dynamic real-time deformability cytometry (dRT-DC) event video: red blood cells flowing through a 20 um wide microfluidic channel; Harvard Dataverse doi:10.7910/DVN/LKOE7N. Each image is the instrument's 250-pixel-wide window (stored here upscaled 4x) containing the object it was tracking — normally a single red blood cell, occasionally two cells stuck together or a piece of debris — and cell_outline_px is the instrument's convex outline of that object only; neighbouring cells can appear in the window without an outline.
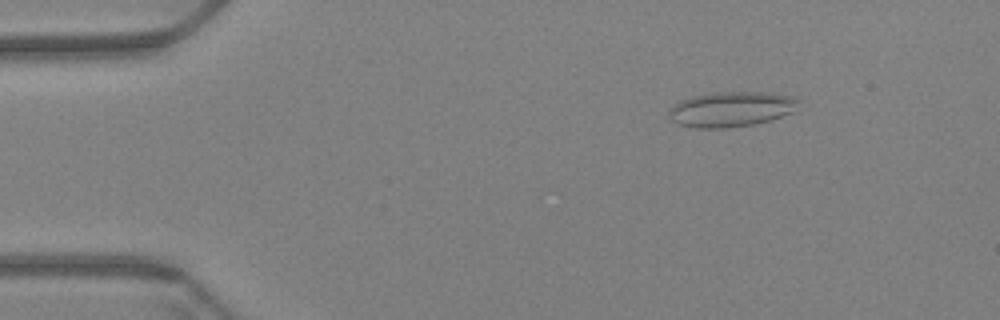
{"species": "Egyptian fruit bat (a non-hibernating species)", "species_latin": "Rousettus aegyptiacus", "temperature_condition": "warm", "stored_images_in_passage": 60, "camera_frame_rate_fps": 3000, "um_per_image_px": 0.085, "animal": {"sex": "female"}, "frame": {"image": 1, "passage_image": 8, "time_ms": 2.333, "image_size_px": [1000, 320], "cell_outline_px": [[804, 100], [792, 112], [756, 124], [728, 128], [696, 128], [680, 124], [672, 120], [668, 116], [668, 112], [680, 100], [692, 96], [712, 92], [772, 92], [792, 96]], "centroid_in_image_um": [62.2, 9.27], "position_along_channel_um": 22.8, "area_um2": 26.76}}
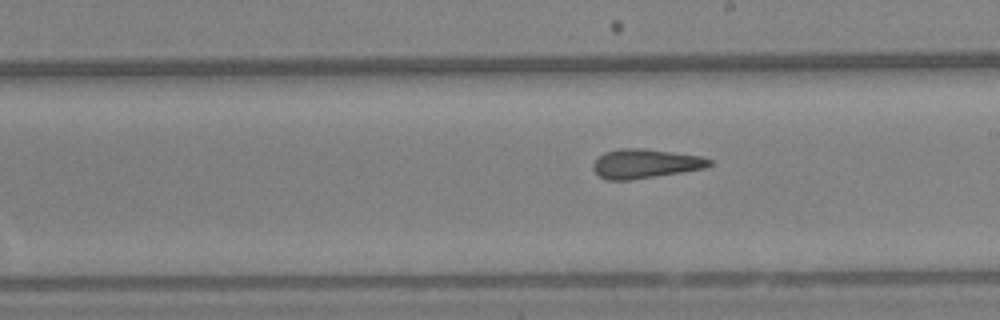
{"frame": {"image": 2, "passage_image": 34, "time_ms": 11.0, "image_size_px": [1000, 320], "cell_outline_px": [[712, 164], [708, 168], [632, 180], [608, 180], [600, 176], [592, 168], [592, 164], [604, 152], [620, 148], [644, 148], [700, 156], [712, 160]], "centroid_in_image_um": [54.87, 13.91], "position_along_channel_um": 234.1, "area_um2": 19.88}}
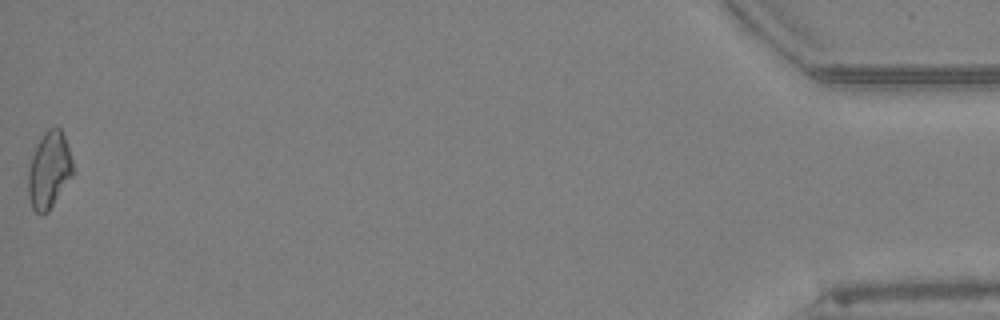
{"frame": {"image": 3, "passage_image": 60, "time_ms": 19.667, "image_size_px": [1000, 320], "cell_outline_px": [[72, 176], [48, 212], [40, 216], [32, 208], [28, 196], [28, 172], [32, 156], [44, 132], [48, 128], [60, 128], [64, 136], [72, 160]], "centroid_in_image_um": [4.16, 14.51], "position_along_channel_um": 431.0, "area_um2": 19.65}, "authors_computed_cell_mechanics": {"area_um2": 20.1722, "velocity_mm_per_s": 3.393, "shape_relaxation_time_tau1_ms": null, "shape_relaxation_time_tau2_ms": 2.7197, "deformation_change_tau1": null, "deformation_change_tau2": 0.1102}}